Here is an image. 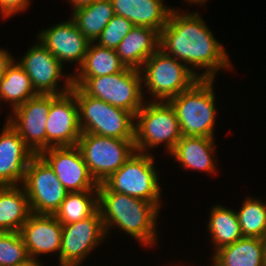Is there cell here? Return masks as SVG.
I'll use <instances>...</instances> for the list:
<instances>
[{"mask_svg":"<svg viewBox=\"0 0 266 266\" xmlns=\"http://www.w3.org/2000/svg\"><path fill=\"white\" fill-rule=\"evenodd\" d=\"M171 9L160 32L159 48L183 62L199 79H216L219 70L234 72L226 47L214 36L201 13Z\"/></svg>","mask_w":266,"mask_h":266,"instance_id":"6da1fadb","label":"cell"},{"mask_svg":"<svg viewBox=\"0 0 266 266\" xmlns=\"http://www.w3.org/2000/svg\"><path fill=\"white\" fill-rule=\"evenodd\" d=\"M98 208L107 238L111 230H121L136 240L141 247L158 246L160 208L143 199L113 192L104 183L98 184ZM158 231V232H157Z\"/></svg>","mask_w":266,"mask_h":266,"instance_id":"7a4b0ae2","label":"cell"},{"mask_svg":"<svg viewBox=\"0 0 266 266\" xmlns=\"http://www.w3.org/2000/svg\"><path fill=\"white\" fill-rule=\"evenodd\" d=\"M215 79H199L188 90L170 99L183 136L216 138L217 111Z\"/></svg>","mask_w":266,"mask_h":266,"instance_id":"3957f363","label":"cell"},{"mask_svg":"<svg viewBox=\"0 0 266 266\" xmlns=\"http://www.w3.org/2000/svg\"><path fill=\"white\" fill-rule=\"evenodd\" d=\"M182 136L178 117L169 102L145 101L135 115L137 152L153 154L152 149L164 145V152L169 155Z\"/></svg>","mask_w":266,"mask_h":266,"instance_id":"277c9868","label":"cell"},{"mask_svg":"<svg viewBox=\"0 0 266 266\" xmlns=\"http://www.w3.org/2000/svg\"><path fill=\"white\" fill-rule=\"evenodd\" d=\"M140 72L143 90L146 89L143 91L146 101L168 102L199 80L183 62L167 55L160 48L145 61Z\"/></svg>","mask_w":266,"mask_h":266,"instance_id":"5b68a950","label":"cell"},{"mask_svg":"<svg viewBox=\"0 0 266 266\" xmlns=\"http://www.w3.org/2000/svg\"><path fill=\"white\" fill-rule=\"evenodd\" d=\"M86 95L103 100L136 115L145 103L140 70L125 68L119 73L100 77H73Z\"/></svg>","mask_w":266,"mask_h":266,"instance_id":"8992f818","label":"cell"},{"mask_svg":"<svg viewBox=\"0 0 266 266\" xmlns=\"http://www.w3.org/2000/svg\"><path fill=\"white\" fill-rule=\"evenodd\" d=\"M76 97L82 132L118 139H135V115L101 99L86 95L78 86Z\"/></svg>","mask_w":266,"mask_h":266,"instance_id":"52a82bcc","label":"cell"},{"mask_svg":"<svg viewBox=\"0 0 266 266\" xmlns=\"http://www.w3.org/2000/svg\"><path fill=\"white\" fill-rule=\"evenodd\" d=\"M155 160L154 153L136 151L104 184L113 192L152 202L161 209L164 204L159 182L161 173Z\"/></svg>","mask_w":266,"mask_h":266,"instance_id":"ba28073f","label":"cell"},{"mask_svg":"<svg viewBox=\"0 0 266 266\" xmlns=\"http://www.w3.org/2000/svg\"><path fill=\"white\" fill-rule=\"evenodd\" d=\"M77 147L97 184L104 183L136 152L134 139H118L84 132L81 133Z\"/></svg>","mask_w":266,"mask_h":266,"instance_id":"9c48e42d","label":"cell"},{"mask_svg":"<svg viewBox=\"0 0 266 266\" xmlns=\"http://www.w3.org/2000/svg\"><path fill=\"white\" fill-rule=\"evenodd\" d=\"M15 60L30 77L37 94L61 95L72 90L73 75H66L63 71L66 66H63L38 40L20 59Z\"/></svg>","mask_w":266,"mask_h":266,"instance_id":"30bf717a","label":"cell"},{"mask_svg":"<svg viewBox=\"0 0 266 266\" xmlns=\"http://www.w3.org/2000/svg\"><path fill=\"white\" fill-rule=\"evenodd\" d=\"M31 213L54 215L68 191L61 184L53 169L40 156L29 161L22 183Z\"/></svg>","mask_w":266,"mask_h":266,"instance_id":"8fae6325","label":"cell"},{"mask_svg":"<svg viewBox=\"0 0 266 266\" xmlns=\"http://www.w3.org/2000/svg\"><path fill=\"white\" fill-rule=\"evenodd\" d=\"M99 209L90 217L62 225L59 266L83 264L103 242H107Z\"/></svg>","mask_w":266,"mask_h":266,"instance_id":"7c38bea8","label":"cell"},{"mask_svg":"<svg viewBox=\"0 0 266 266\" xmlns=\"http://www.w3.org/2000/svg\"><path fill=\"white\" fill-rule=\"evenodd\" d=\"M49 110L50 94H37L9 111L6 116L9 124L35 155L46 150V122Z\"/></svg>","mask_w":266,"mask_h":266,"instance_id":"4fadbf2b","label":"cell"},{"mask_svg":"<svg viewBox=\"0 0 266 266\" xmlns=\"http://www.w3.org/2000/svg\"><path fill=\"white\" fill-rule=\"evenodd\" d=\"M46 149L77 146L81 137L79 110L75 94H50V110L46 122Z\"/></svg>","mask_w":266,"mask_h":266,"instance_id":"5bb4252c","label":"cell"},{"mask_svg":"<svg viewBox=\"0 0 266 266\" xmlns=\"http://www.w3.org/2000/svg\"><path fill=\"white\" fill-rule=\"evenodd\" d=\"M59 22L45 29L40 28L42 30L36 34V40L42 43L63 66L69 63L77 65L74 68L75 72L82 65L91 42L71 18Z\"/></svg>","mask_w":266,"mask_h":266,"instance_id":"9a60e30c","label":"cell"},{"mask_svg":"<svg viewBox=\"0 0 266 266\" xmlns=\"http://www.w3.org/2000/svg\"><path fill=\"white\" fill-rule=\"evenodd\" d=\"M68 192L98 190L77 146L51 147L39 154Z\"/></svg>","mask_w":266,"mask_h":266,"instance_id":"2e32d148","label":"cell"},{"mask_svg":"<svg viewBox=\"0 0 266 266\" xmlns=\"http://www.w3.org/2000/svg\"><path fill=\"white\" fill-rule=\"evenodd\" d=\"M19 232L32 260L43 263L40 256L53 253L59 266L62 224L54 215L31 213Z\"/></svg>","mask_w":266,"mask_h":266,"instance_id":"e0dca14e","label":"cell"},{"mask_svg":"<svg viewBox=\"0 0 266 266\" xmlns=\"http://www.w3.org/2000/svg\"><path fill=\"white\" fill-rule=\"evenodd\" d=\"M0 129V186L22 185L29 161L35 155L4 118Z\"/></svg>","mask_w":266,"mask_h":266,"instance_id":"ac0fdd59","label":"cell"},{"mask_svg":"<svg viewBox=\"0 0 266 266\" xmlns=\"http://www.w3.org/2000/svg\"><path fill=\"white\" fill-rule=\"evenodd\" d=\"M216 138L182 136L174 150L169 154L170 158L179 164V168L185 170H197L209 175L218 173V156L215 141ZM216 152V153H215ZM217 156V157H216ZM216 157V158H215Z\"/></svg>","mask_w":266,"mask_h":266,"instance_id":"d6986e66","label":"cell"},{"mask_svg":"<svg viewBox=\"0 0 266 266\" xmlns=\"http://www.w3.org/2000/svg\"><path fill=\"white\" fill-rule=\"evenodd\" d=\"M114 13L130 20L134 26H144L159 33L167 24L171 6L164 0H110Z\"/></svg>","mask_w":266,"mask_h":266,"instance_id":"ffe728a7","label":"cell"},{"mask_svg":"<svg viewBox=\"0 0 266 266\" xmlns=\"http://www.w3.org/2000/svg\"><path fill=\"white\" fill-rule=\"evenodd\" d=\"M159 43L157 30L134 26L115 50L125 67L141 70L145 61L159 48Z\"/></svg>","mask_w":266,"mask_h":266,"instance_id":"44dd1931","label":"cell"},{"mask_svg":"<svg viewBox=\"0 0 266 266\" xmlns=\"http://www.w3.org/2000/svg\"><path fill=\"white\" fill-rule=\"evenodd\" d=\"M31 214L22 185L0 186V232H19Z\"/></svg>","mask_w":266,"mask_h":266,"instance_id":"7402d4cb","label":"cell"},{"mask_svg":"<svg viewBox=\"0 0 266 266\" xmlns=\"http://www.w3.org/2000/svg\"><path fill=\"white\" fill-rule=\"evenodd\" d=\"M210 255L215 266H264L262 238L243 237Z\"/></svg>","mask_w":266,"mask_h":266,"instance_id":"603a6c76","label":"cell"},{"mask_svg":"<svg viewBox=\"0 0 266 266\" xmlns=\"http://www.w3.org/2000/svg\"><path fill=\"white\" fill-rule=\"evenodd\" d=\"M208 217L206 226L210 243L214 246L211 248L213 253L243 238L235 209L216 203L211 206Z\"/></svg>","mask_w":266,"mask_h":266,"instance_id":"cb8c5ba5","label":"cell"},{"mask_svg":"<svg viewBox=\"0 0 266 266\" xmlns=\"http://www.w3.org/2000/svg\"><path fill=\"white\" fill-rule=\"evenodd\" d=\"M71 12V19L90 42L96 41L115 15L110 0H98L92 4L76 8Z\"/></svg>","mask_w":266,"mask_h":266,"instance_id":"d4e9b609","label":"cell"},{"mask_svg":"<svg viewBox=\"0 0 266 266\" xmlns=\"http://www.w3.org/2000/svg\"><path fill=\"white\" fill-rule=\"evenodd\" d=\"M36 95L30 77L14 60L0 80V108L7 102L12 111Z\"/></svg>","mask_w":266,"mask_h":266,"instance_id":"484cf974","label":"cell"},{"mask_svg":"<svg viewBox=\"0 0 266 266\" xmlns=\"http://www.w3.org/2000/svg\"><path fill=\"white\" fill-rule=\"evenodd\" d=\"M125 68L115 49L91 42L82 65L71 73L73 77H100L119 73Z\"/></svg>","mask_w":266,"mask_h":266,"instance_id":"4316f807","label":"cell"},{"mask_svg":"<svg viewBox=\"0 0 266 266\" xmlns=\"http://www.w3.org/2000/svg\"><path fill=\"white\" fill-rule=\"evenodd\" d=\"M98 209V190L68 192L54 216L67 225L92 216Z\"/></svg>","mask_w":266,"mask_h":266,"instance_id":"83f0119b","label":"cell"},{"mask_svg":"<svg viewBox=\"0 0 266 266\" xmlns=\"http://www.w3.org/2000/svg\"><path fill=\"white\" fill-rule=\"evenodd\" d=\"M264 201V202H263ZM238 210V211H237ZM236 210L243 237H266V201L246 196Z\"/></svg>","mask_w":266,"mask_h":266,"instance_id":"f1b7e54d","label":"cell"},{"mask_svg":"<svg viewBox=\"0 0 266 266\" xmlns=\"http://www.w3.org/2000/svg\"><path fill=\"white\" fill-rule=\"evenodd\" d=\"M29 259L20 232H0V266H13Z\"/></svg>","mask_w":266,"mask_h":266,"instance_id":"f546056e","label":"cell"},{"mask_svg":"<svg viewBox=\"0 0 266 266\" xmlns=\"http://www.w3.org/2000/svg\"><path fill=\"white\" fill-rule=\"evenodd\" d=\"M133 27L134 24L127 18L114 15L95 43L102 47L116 49Z\"/></svg>","mask_w":266,"mask_h":266,"instance_id":"4dcf8cb0","label":"cell"},{"mask_svg":"<svg viewBox=\"0 0 266 266\" xmlns=\"http://www.w3.org/2000/svg\"><path fill=\"white\" fill-rule=\"evenodd\" d=\"M33 0H0V18L9 19L12 16L19 15L28 10Z\"/></svg>","mask_w":266,"mask_h":266,"instance_id":"1f68e13d","label":"cell"},{"mask_svg":"<svg viewBox=\"0 0 266 266\" xmlns=\"http://www.w3.org/2000/svg\"><path fill=\"white\" fill-rule=\"evenodd\" d=\"M14 60L15 56H12V53L9 52V50L0 47V80Z\"/></svg>","mask_w":266,"mask_h":266,"instance_id":"d6a6232c","label":"cell"},{"mask_svg":"<svg viewBox=\"0 0 266 266\" xmlns=\"http://www.w3.org/2000/svg\"><path fill=\"white\" fill-rule=\"evenodd\" d=\"M96 1H98V0H67V3L71 5V7H72L71 11H72L76 8L92 4Z\"/></svg>","mask_w":266,"mask_h":266,"instance_id":"836d02e7","label":"cell"},{"mask_svg":"<svg viewBox=\"0 0 266 266\" xmlns=\"http://www.w3.org/2000/svg\"><path fill=\"white\" fill-rule=\"evenodd\" d=\"M184 3L188 4L189 6L196 5L198 7L206 5V2L209 0H182Z\"/></svg>","mask_w":266,"mask_h":266,"instance_id":"e575fe53","label":"cell"},{"mask_svg":"<svg viewBox=\"0 0 266 266\" xmlns=\"http://www.w3.org/2000/svg\"><path fill=\"white\" fill-rule=\"evenodd\" d=\"M13 266H44L43 263H40L38 261L32 260L31 258L23 263L17 264V265H13Z\"/></svg>","mask_w":266,"mask_h":266,"instance_id":"d590c367","label":"cell"},{"mask_svg":"<svg viewBox=\"0 0 266 266\" xmlns=\"http://www.w3.org/2000/svg\"><path fill=\"white\" fill-rule=\"evenodd\" d=\"M262 240H263V244H264V253H265L264 266H266V237L262 238Z\"/></svg>","mask_w":266,"mask_h":266,"instance_id":"8d00e7d4","label":"cell"},{"mask_svg":"<svg viewBox=\"0 0 266 266\" xmlns=\"http://www.w3.org/2000/svg\"><path fill=\"white\" fill-rule=\"evenodd\" d=\"M84 265H85V263L84 264H72V265H68V266H84Z\"/></svg>","mask_w":266,"mask_h":266,"instance_id":"74e56055","label":"cell"},{"mask_svg":"<svg viewBox=\"0 0 266 266\" xmlns=\"http://www.w3.org/2000/svg\"><path fill=\"white\" fill-rule=\"evenodd\" d=\"M212 262V263H211ZM210 263H211V265L210 266H215V264H214V262L211 260L210 261ZM169 266H171V265H169ZM173 266V265H172ZM175 266H176V264H175ZM177 266H179V265H177ZM180 266H182V264L180 265Z\"/></svg>","mask_w":266,"mask_h":266,"instance_id":"f35d334b","label":"cell"}]
</instances>
